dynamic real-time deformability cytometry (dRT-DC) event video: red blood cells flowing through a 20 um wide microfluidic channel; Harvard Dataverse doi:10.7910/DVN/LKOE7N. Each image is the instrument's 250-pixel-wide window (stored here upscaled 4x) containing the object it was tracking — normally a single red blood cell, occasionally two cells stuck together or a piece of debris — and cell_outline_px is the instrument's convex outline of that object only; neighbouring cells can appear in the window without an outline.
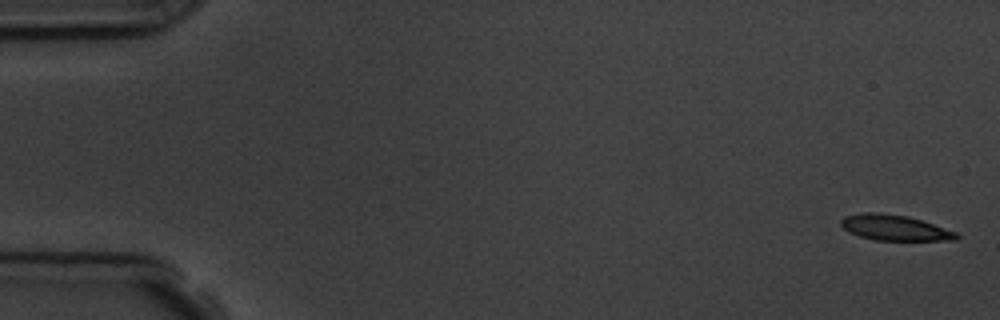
{"species": "common noctule bat (a hibernating species)", "species_latin": "Nyctalus noctula", "temperature_condition": "room temperature", "stored_images_in_passage": 8, "camera_frame_rate_fps": 3000, "um_per_image_px": 0.085, "animal": {"sex": "male", "body_mass_g": 19.5, "forearm_length_mm": 54.6}, "frame": {"image": 1, "passage_image": 1, "time_ms": 0.0, "image_size_px": [1000, 320], "cell_outline_px": [[960, 236], [956, 240], [876, 240], [860, 236], [848, 232], [840, 224], [840, 220], [844, 216], [864, 212], [876, 212], [908, 216], [956, 232]], "centroid_in_image_um": [76.01, 19.35], "position_along_channel_um": 9.0, "area_um2": 17.05}}